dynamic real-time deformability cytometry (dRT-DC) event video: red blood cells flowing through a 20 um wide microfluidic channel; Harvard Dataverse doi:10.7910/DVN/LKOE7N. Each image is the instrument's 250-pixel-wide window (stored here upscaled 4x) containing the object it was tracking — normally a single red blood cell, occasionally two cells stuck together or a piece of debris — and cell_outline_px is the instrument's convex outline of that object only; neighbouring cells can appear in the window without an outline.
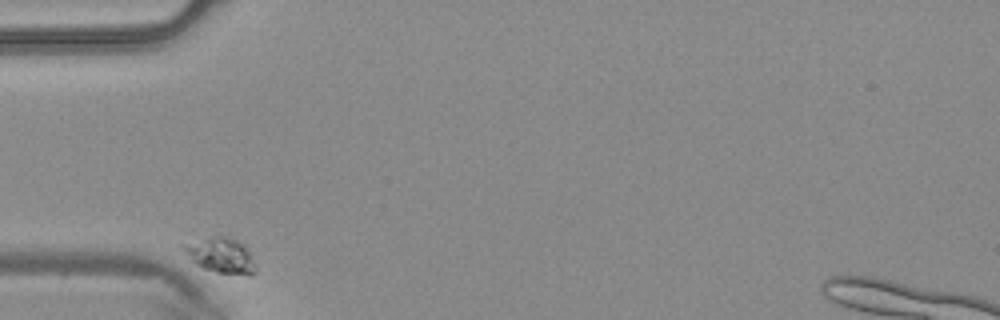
{"species": "common noctule bat (a hibernating species)", "species_latin": "Nyctalus noctula", "temperature_condition": "warm", "stored_images_in_passage": 31, "camera_frame_rate_fps": 3000, "um_per_image_px": 0.085, "animal": {"sex": "male", "body_mass_g": 20.4}, "frame": {"image": 1, "passage_image": 1, "time_ms": 0.0, "image_size_px": [1000, 320], "cell_outline_px": [[256, 272], [252, 276], [248, 276], [216, 272], [204, 268], [196, 264], [192, 260], [180, 244], [212, 236], [228, 236], [240, 240], [248, 248], [252, 256], [256, 268]], "centroid_in_image_um": [18.84, 21.7], "position_along_channel_um": 66.2, "area_um2": 15.09}}
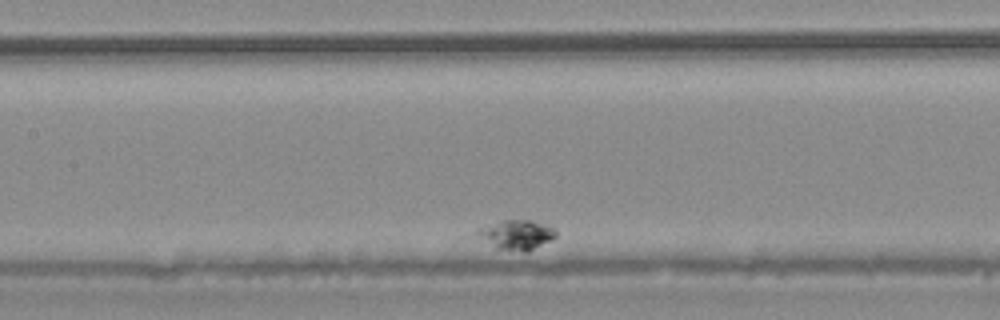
{"frame": {"image": 2, "passage_image": 11, "time_ms": 3.333, "image_size_px": [1000, 320], "cell_outline_px": [[556, 236], [552, 240], [528, 252], [524, 252], [496, 248], [476, 232], [476, 228], [500, 220], [532, 220], [548, 224], [556, 228]], "centroid_in_image_um": [43.98, 19.93], "position_along_channel_um": 163.4, "area_um2": 13.64}}
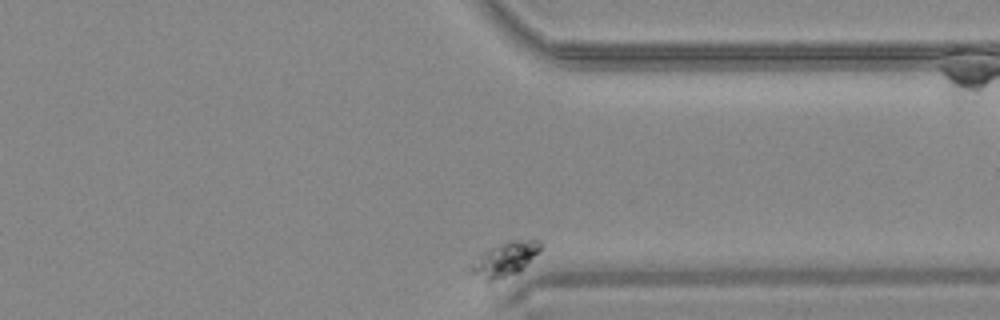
{"frame": {"image": 3, "passage_image": 31, "time_ms": 10.0, "image_size_px": [1000, 320], "cell_outline_px": [[540, 252], [520, 272], [488, 284], [464, 272], [464, 268], [480, 252], [496, 244], [512, 240], [540, 240]], "centroid_in_image_um": [42.75, 22.11], "position_along_channel_um": 368.7, "area_um2": 15.09}}